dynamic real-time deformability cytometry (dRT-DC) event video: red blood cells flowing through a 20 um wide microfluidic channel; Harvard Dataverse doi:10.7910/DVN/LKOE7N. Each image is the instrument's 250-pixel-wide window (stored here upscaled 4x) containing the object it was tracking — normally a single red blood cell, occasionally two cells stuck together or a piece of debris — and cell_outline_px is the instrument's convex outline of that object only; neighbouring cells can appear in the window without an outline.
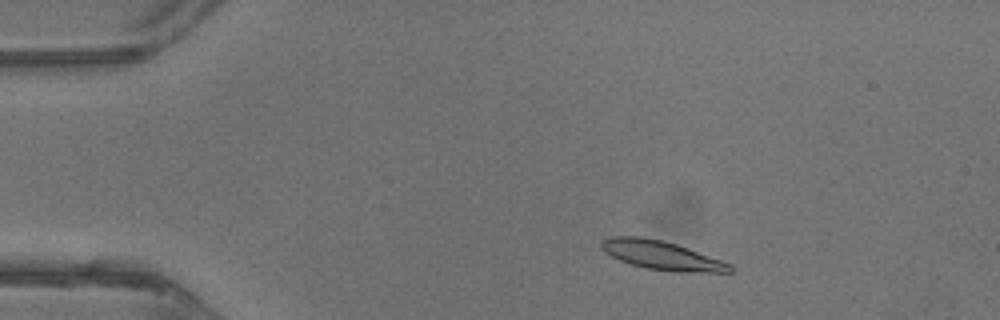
{"species": "common noctule bat (a hibernating species)", "species_latin": "Nyctalus noctula", "temperature_condition": "warm", "stored_images_in_passage": 41, "camera_frame_rate_fps": 3000, "um_per_image_px": 0.085, "animal": {"sex": "male", "body_mass_g": 13.3}, "frame": {"image": 1, "passage_image": 5, "time_ms": 1.333, "image_size_px": [1000, 320], "cell_outline_px": [[732, 272], [672, 272], [648, 268], [632, 264], [620, 260], [604, 252], [600, 248], [600, 240], [612, 236], [640, 236], [664, 240], [688, 248], [732, 264]], "centroid_in_image_um": [56.21, 21.69], "position_along_channel_um": 28.8, "area_um2": 21.68}}
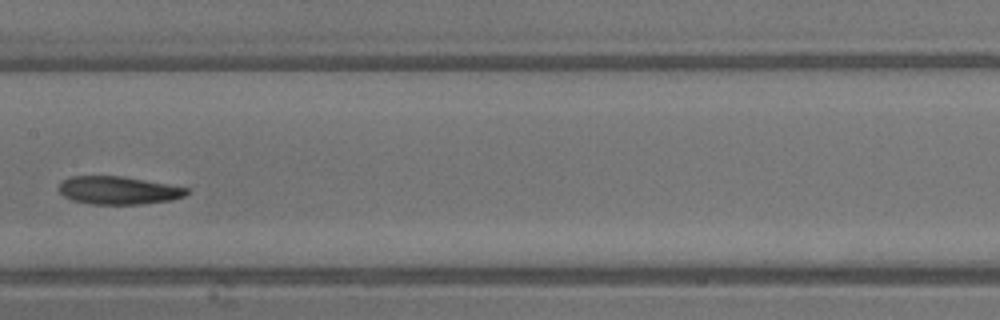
{"frame": {"image": 2, "passage_image": 20, "time_ms": 6.333, "image_size_px": [1000, 320], "cell_outline_px": [[188, 192], [184, 196], [172, 200], [140, 204], [88, 204], [72, 200], [64, 196], [60, 192], [60, 184], [64, 180], [72, 176], [120, 176], [168, 184], [188, 188]], "centroid_in_image_um": [10.06, 16.19], "position_along_channel_um": 197.3, "area_um2": 20.63}}
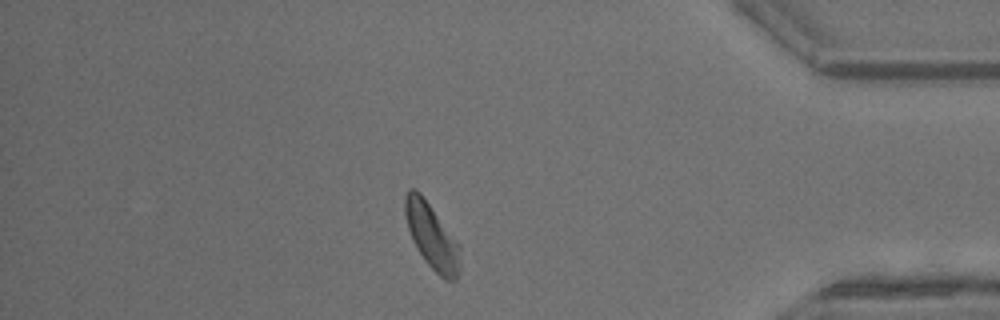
{"frame": {"image": 3, "passage_image": 35, "time_ms": 11.333, "image_size_px": [1000, 320], "cell_outline_px": [[460, 276], [456, 280], [444, 280], [428, 264], [416, 248], [412, 240], [408, 228], [404, 212], [404, 196], [408, 188], [416, 188], [420, 192], [460, 244]], "centroid_in_image_um": [36.71, 20.08], "position_along_channel_um": 398.5, "area_um2": 21.21}, "authors_computed_cell_mechanics": {"area_um2": 21.0392, "velocity_mm_per_s": 4.7276, "shape_relaxation_time_tau1_ms": 3.6134, "shape_relaxation_time_tau2_ms": 9.8256, "deformation_change_tau1": 0.1524, "deformation_change_tau2": 0.201}}